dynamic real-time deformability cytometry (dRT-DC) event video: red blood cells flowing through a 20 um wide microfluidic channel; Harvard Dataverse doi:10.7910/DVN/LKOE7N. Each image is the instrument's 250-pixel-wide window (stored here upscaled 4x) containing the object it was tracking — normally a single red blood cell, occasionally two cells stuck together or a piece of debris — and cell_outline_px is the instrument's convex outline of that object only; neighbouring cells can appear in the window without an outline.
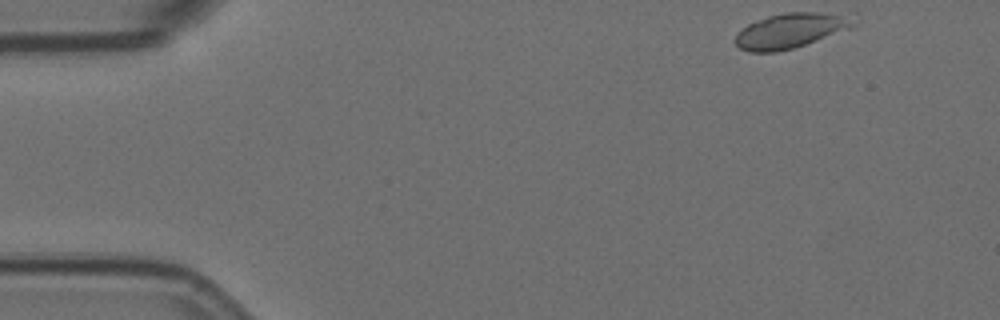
{"species": "Egyptian fruit bat (a non-hibernating species)", "species_latin": "Rousettus aegyptiacus", "temperature_condition": "room temperature", "stored_images_in_passage": 5, "camera_frame_rate_fps": 3000, "um_per_image_px": 0.085, "animal": {"sex": "female"}, "frame": {"image": 1, "passage_image": 1, "time_ms": 0.0, "image_size_px": [1000, 320], "cell_outline_px": [[860, 20], [856, 28], [792, 48], [776, 52], [748, 52], [740, 48], [736, 44], [736, 36], [748, 24], [768, 16], [784, 12], [856, 12]], "centroid_in_image_um": [67.45, 2.55], "position_along_channel_um": 17.5, "area_um2": 24.97}}